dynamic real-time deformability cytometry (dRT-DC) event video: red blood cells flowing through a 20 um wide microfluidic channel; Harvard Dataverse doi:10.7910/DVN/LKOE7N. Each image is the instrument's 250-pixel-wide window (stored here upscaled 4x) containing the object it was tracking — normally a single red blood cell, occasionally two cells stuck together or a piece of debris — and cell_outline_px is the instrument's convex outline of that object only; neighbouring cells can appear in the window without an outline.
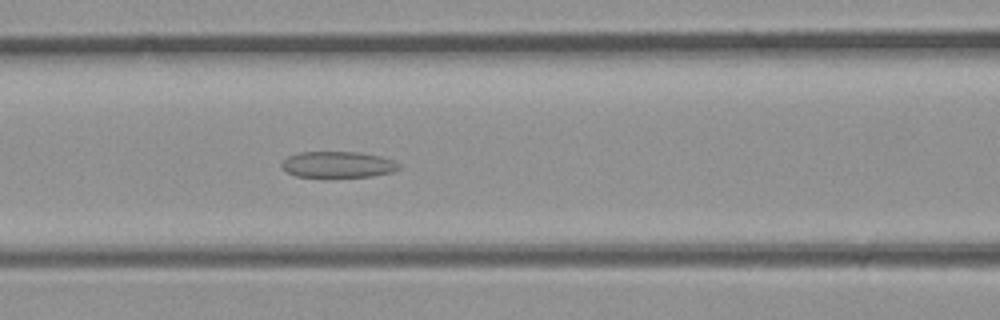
{"species": "common noctule bat (a hibernating species)", "species_latin": "Nyctalus noctula", "temperature_condition": "room temperature", "stored_images_in_passage": 33, "camera_frame_rate_fps": 3000, "um_per_image_px": 0.085, "animal": {"sex": "male", "body_mass_g": 23.1, "forearm_length_mm": 52.7}, "frame": {"image": 1, "passage_image": 14, "time_ms": 4.333, "image_size_px": [1000, 320], "cell_outline_px": [[400, 168], [392, 172], [372, 176], [332, 180], [328, 180], [296, 176], [288, 172], [280, 164], [288, 156], [300, 152], [360, 152], [380, 156], [392, 160], [400, 164]], "centroid_in_image_um": [28.71, 14.04], "position_along_channel_um": 137.9, "area_um2": 18.73}}
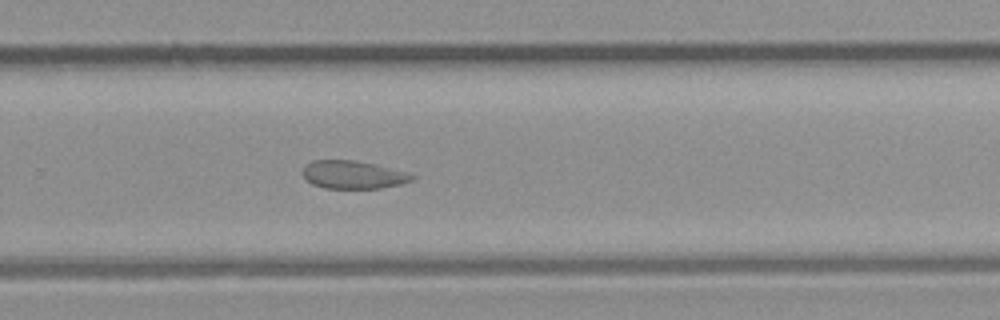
{"frame": {"image": 2, "passage_image": 22, "time_ms": 7.0, "image_size_px": [1000, 320], "cell_outline_px": [[416, 176], [412, 180], [400, 184], [380, 188], [324, 188], [312, 184], [304, 176], [304, 164], [312, 160], [356, 160], [376, 164], [408, 172]], "centroid_in_image_um": [30.03, 14.84], "position_along_channel_um": 299.8, "area_um2": 17.86}}
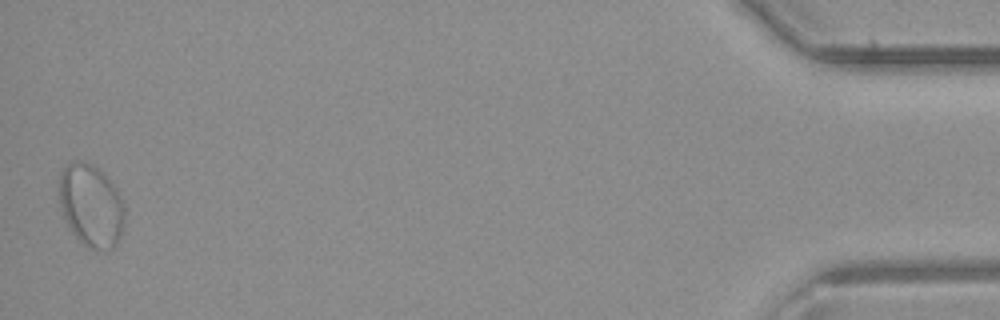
{"frame": {"image": 3, "passage_image": 33, "time_ms": 10.667, "image_size_px": [1000, 320], "cell_outline_px": [[124, 224], [120, 240], [112, 248], [92, 248], [84, 244], [72, 232], [64, 216], [60, 204], [60, 172], [72, 160], [84, 160], [100, 168], [104, 172], [116, 188], [124, 204]], "centroid_in_image_um": [7.77, 17.41], "position_along_channel_um": 427.4, "area_um2": 31.44}}